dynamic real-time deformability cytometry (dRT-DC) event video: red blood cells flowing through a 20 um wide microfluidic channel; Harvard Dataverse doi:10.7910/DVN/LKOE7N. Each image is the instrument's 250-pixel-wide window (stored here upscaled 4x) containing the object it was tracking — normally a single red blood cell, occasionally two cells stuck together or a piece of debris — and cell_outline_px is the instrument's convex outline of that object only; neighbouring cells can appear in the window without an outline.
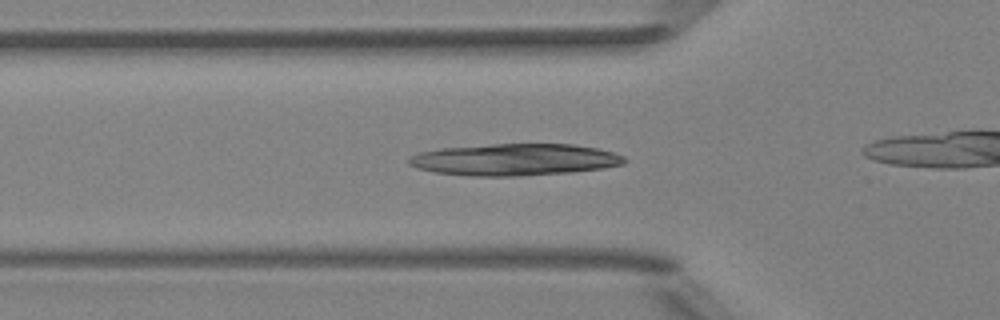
{"species": "Egyptian fruit bat (a non-hibernating species)", "species_latin": "Rousettus aegyptiacus", "temperature_condition": "room temperature", "stored_images_in_passage": 43, "camera_frame_rate_fps": 3000, "um_per_image_px": 0.085, "animal": {"sex": "female"}, "frame": {"image": 1, "passage_image": 16, "time_ms": 5.0, "image_size_px": [1000, 320], "cell_outline_px": [[628, 160], [624, 164], [604, 168], [572, 172], [524, 176], [472, 176], [436, 172], [416, 168], [408, 164], [408, 160], [412, 156], [420, 152], [440, 148], [492, 144], [572, 144], [596, 148], [612, 152], [624, 156]], "centroid_in_image_um": [43.77, 13.57], "position_along_channel_um": 82.0, "area_um2": 40.06}}
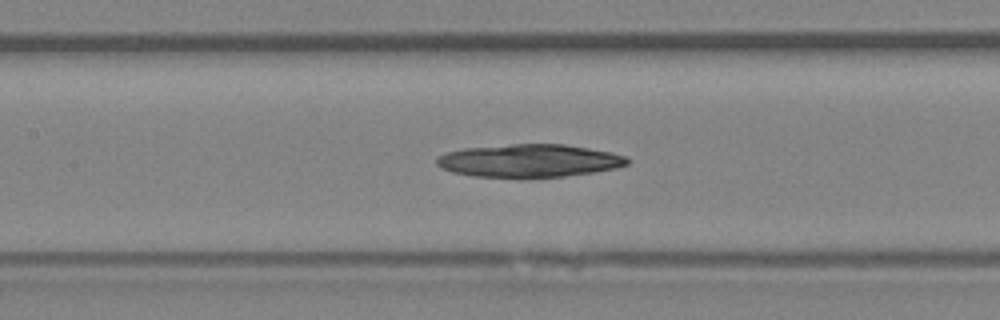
{"frame": {"image": 2, "passage_image": 22, "time_ms": 7.0, "image_size_px": [1000, 320], "cell_outline_px": [[628, 164], [616, 168], [592, 172], [564, 176], [472, 176], [452, 172], [440, 168], [436, 164], [436, 156], [448, 152], [464, 148], [512, 144], [564, 144], [612, 152], [628, 156]], "centroid_in_image_um": [44.97, 13.64], "position_along_channel_um": 162.4, "area_um2": 36.18}}
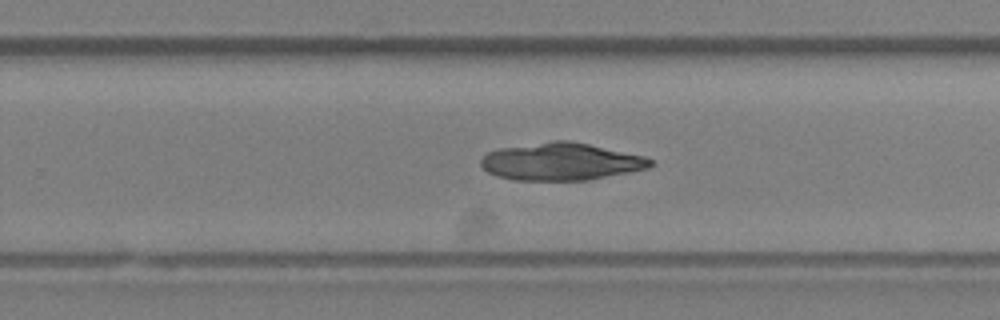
{"frame": {"image": 3, "passage_image": 31, "time_ms": 10.0, "image_size_px": [1000, 320], "cell_outline_px": [[656, 164], [648, 168], [588, 180], [512, 180], [496, 176], [488, 172], [480, 164], [480, 160], [488, 152], [500, 148], [552, 140], [568, 140], [588, 144], [644, 156], [652, 160]], "centroid_in_image_um": [47.67, 13.74], "position_along_channel_um": 282.1, "area_um2": 36.88}}